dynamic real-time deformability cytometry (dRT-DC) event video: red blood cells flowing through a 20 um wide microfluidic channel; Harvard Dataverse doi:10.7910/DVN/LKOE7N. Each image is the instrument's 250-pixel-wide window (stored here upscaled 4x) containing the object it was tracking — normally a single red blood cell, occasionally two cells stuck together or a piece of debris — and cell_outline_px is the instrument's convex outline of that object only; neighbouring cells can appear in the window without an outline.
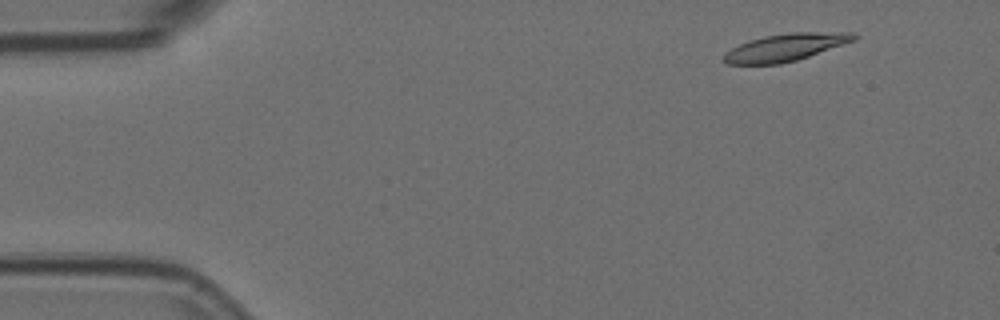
{"species": "Egyptian fruit bat (a non-hibernating species)", "species_latin": "Rousettus aegyptiacus", "temperature_condition": "room temperature", "stored_images_in_passage": 4, "camera_frame_rate_fps": 3000, "um_per_image_px": 0.085, "animal": {"sex": "female"}, "frame": {"image": 1, "passage_image": 2, "time_ms": 0.333, "image_size_px": [1000, 320], "cell_outline_px": [[860, 36], [856, 40], [796, 60], [780, 64], [728, 64], [724, 60], [724, 52], [748, 40], [764, 36], [788, 32], [856, 32]], "centroid_in_image_um": [66.8, 4.01], "position_along_channel_um": 18.2, "area_um2": 20.81}}